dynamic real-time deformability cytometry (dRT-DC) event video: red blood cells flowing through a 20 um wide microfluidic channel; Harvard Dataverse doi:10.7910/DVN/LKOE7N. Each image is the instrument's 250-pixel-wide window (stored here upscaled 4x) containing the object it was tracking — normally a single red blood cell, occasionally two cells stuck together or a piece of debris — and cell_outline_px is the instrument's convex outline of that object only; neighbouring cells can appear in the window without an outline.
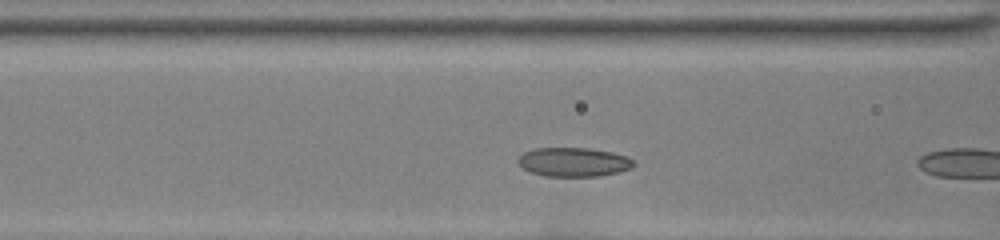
{"species": "common noctule bat (a hibernating species)", "species_latin": "Nyctalus noctula", "temperature_condition": "room temperature", "stored_images_in_passage": 4, "camera_frame_rate_fps": 3000, "um_per_image_px": 0.085, "animal": {"sex": "female", "body_mass_g": 22.0, "forearm_length_mm": 56.7}, "frame": {"image": 1, "passage_image": 3, "time_ms": 0.667, "image_size_px": [1000, 240], "cell_outline_px": [[636, 164], [632, 168], [620, 172], [600, 176], [544, 176], [532, 172], [524, 168], [516, 160], [524, 152], [536, 148], [588, 148], [612, 152], [628, 156]], "centroid_in_image_um": [48.8, 13.77], "position_along_channel_um": 117.8, "area_um2": 19.59}}